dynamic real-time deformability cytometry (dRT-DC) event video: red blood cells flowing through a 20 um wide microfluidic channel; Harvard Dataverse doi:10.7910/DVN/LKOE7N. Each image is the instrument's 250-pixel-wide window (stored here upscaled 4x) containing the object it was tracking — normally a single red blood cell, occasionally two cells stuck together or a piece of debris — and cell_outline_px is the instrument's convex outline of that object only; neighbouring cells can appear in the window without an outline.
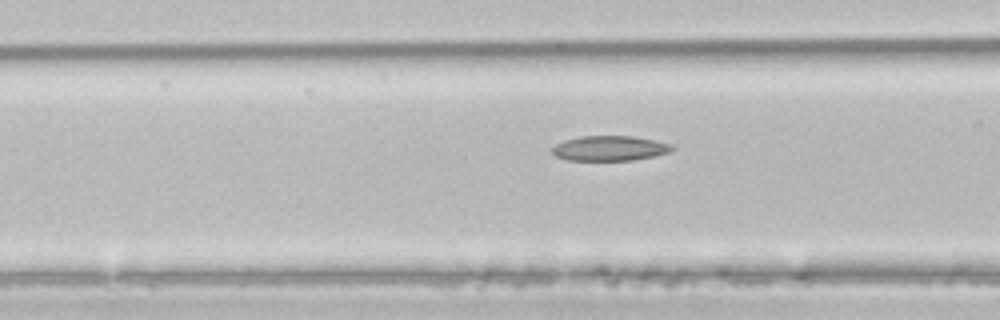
{"species": "common noctule bat (a hibernating species)", "species_latin": "Nyctalus noctula", "temperature_condition": "room temperature", "stored_images_in_passage": 5, "segment_of_instrument_passage": [2, 2], "camera_frame_rate_fps": 3000, "um_per_image_px": 0.085, "animal": {"sex": "male", "body_mass_g": 21.5, "forearm_length_mm": 52.0}, "frame": {"image": 1, "passage_image": 5, "time_ms": 1.333, "image_size_px": [1000, 320], "cell_outline_px": [[676, 148], [672, 152], [656, 156], [632, 160], [568, 160], [556, 156], [552, 152], [552, 148], [556, 144], [564, 140], [580, 136], [632, 136], [672, 144]], "centroid_in_image_um": [51.86, 12.6], "position_along_channel_um": 114.7, "area_um2": 17.51}}